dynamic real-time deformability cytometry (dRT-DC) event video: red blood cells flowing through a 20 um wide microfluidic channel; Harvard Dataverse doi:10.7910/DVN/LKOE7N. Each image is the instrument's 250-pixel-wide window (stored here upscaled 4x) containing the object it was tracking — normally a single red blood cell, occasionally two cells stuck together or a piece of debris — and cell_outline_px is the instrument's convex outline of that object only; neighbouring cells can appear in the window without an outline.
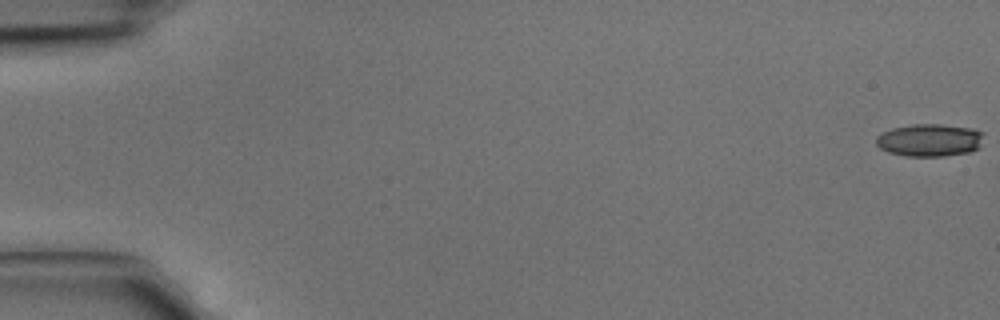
{"species": "common noctule bat (a hibernating species)", "species_latin": "Nyctalus noctula", "temperature_condition": "cold", "stored_images_in_passage": 4, "camera_frame_rate_fps": 3000, "um_per_image_px": 0.085, "animal": {"sex": "male", "body_mass_g": 15.6}, "frame": {"image": 1, "passage_image": 1, "time_ms": 0.0, "image_size_px": [1000, 320], "cell_outline_px": [[984, 132], [980, 148], [968, 152], [944, 156], [908, 156], [888, 152], [880, 148], [876, 144], [876, 136], [892, 128], [912, 124], [940, 124], [968, 128]], "centroid_in_image_um": [79.02, 11.91], "position_along_channel_um": 6.0, "area_um2": 20.4}}
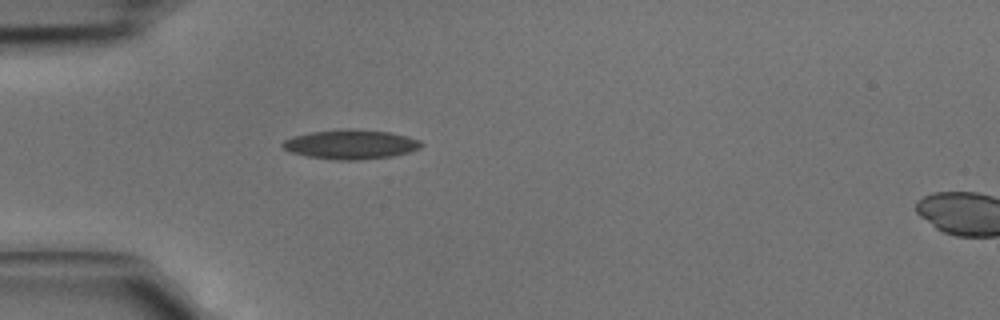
{"frame": {"image": 2, "passage_image": 4, "time_ms": 1.0, "image_size_px": [1000, 320], "cell_outline_px": [[424, 144], [420, 148], [408, 152], [392, 156], [356, 160], [336, 160], [308, 156], [288, 152], [280, 144], [284, 140], [292, 136], [312, 132], [344, 128], [356, 128], [392, 132], [408, 136], [420, 140]], "centroid_in_image_um": [29.82, 12.25], "position_along_channel_um": 55.2, "area_um2": 24.04}}